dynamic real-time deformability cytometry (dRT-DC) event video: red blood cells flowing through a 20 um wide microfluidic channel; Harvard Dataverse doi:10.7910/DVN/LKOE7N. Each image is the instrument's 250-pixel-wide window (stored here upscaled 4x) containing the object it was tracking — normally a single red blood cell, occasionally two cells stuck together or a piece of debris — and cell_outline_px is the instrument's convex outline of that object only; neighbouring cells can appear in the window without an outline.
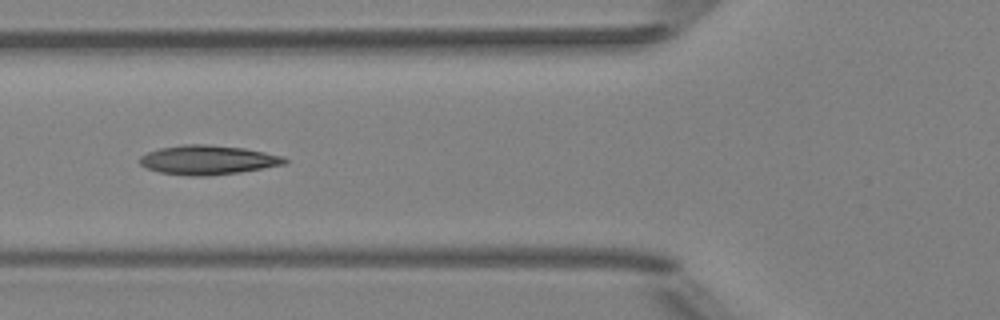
{"species": "Egyptian fruit bat (a non-hibernating species)", "species_latin": "Rousettus aegyptiacus", "temperature_condition": "room temperature", "stored_images_in_passage": 5, "camera_frame_rate_fps": 3000, "um_per_image_px": 0.085, "animal": {"sex": "female"}, "frame": {"image": 1, "passage_image": 5, "time_ms": 4.333, "image_size_px": [1000, 320], "cell_outline_px": [[288, 160], [284, 164], [240, 172], [208, 176], [188, 176], [160, 172], [148, 168], [140, 164], [140, 156], [148, 152], [160, 148], [184, 144], [208, 144], [244, 148], [284, 156]], "centroid_in_image_um": [17.67, 13.59], "position_along_channel_um": 108.1, "area_um2": 24.62}}